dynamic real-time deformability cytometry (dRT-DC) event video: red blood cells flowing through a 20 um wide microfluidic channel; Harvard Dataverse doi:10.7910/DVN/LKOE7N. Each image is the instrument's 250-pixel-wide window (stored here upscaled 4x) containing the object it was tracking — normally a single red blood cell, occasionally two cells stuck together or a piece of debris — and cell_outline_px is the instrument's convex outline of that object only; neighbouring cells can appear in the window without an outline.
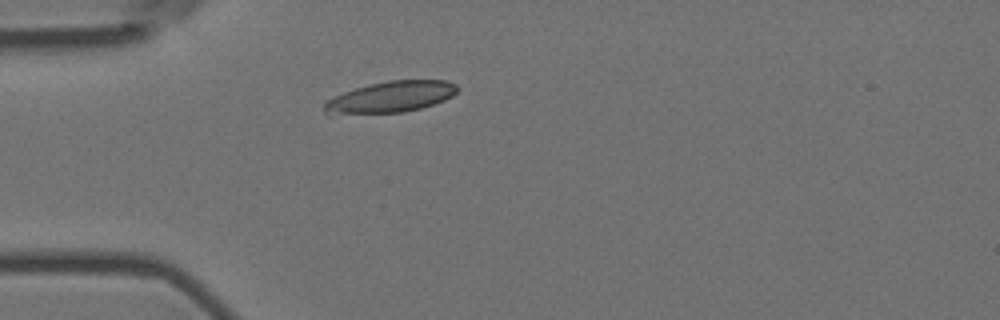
{"species": "Egyptian fruit bat (a non-hibernating species)", "species_latin": "Rousettus aegyptiacus", "temperature_condition": "room temperature", "stored_images_in_passage": 36, "camera_frame_rate_fps": 3000, "um_per_image_px": 0.085, "animal": {"sex": "female"}, "frame": {"image": 1, "passage_image": 1, "time_ms": 0.0, "image_size_px": [1000, 320], "cell_outline_px": [[460, 88], [452, 96], [444, 100], [420, 108], [404, 112], [328, 116], [324, 112], [324, 104], [332, 96], [356, 88], [388, 80], [444, 80], [456, 84]], "centroid_in_image_um": [33.14, 8.27], "position_along_channel_um": 51.9, "area_um2": 24.51}}
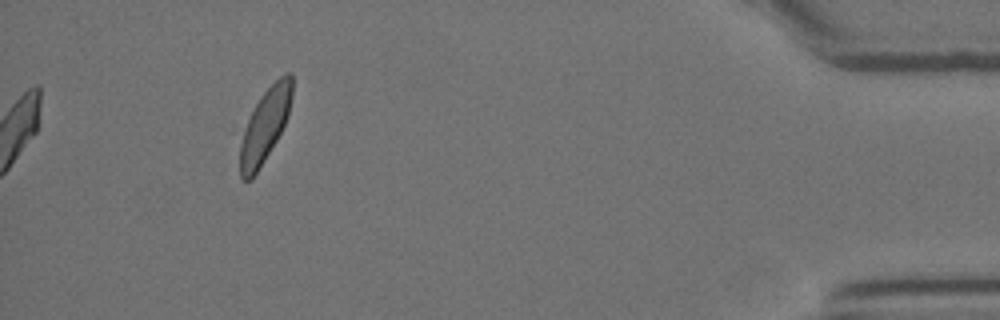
{"frame": {"image": 2, "passage_image": 36, "time_ms": 11.667, "image_size_px": [1000, 320], "cell_outline_px": [[292, 96], [288, 112], [284, 124], [276, 140], [252, 180], [244, 180], [240, 176], [240, 144], [248, 120], [260, 96], [284, 72], [292, 72]], "centroid_in_image_um": [22.53, 10.65], "position_along_channel_um": 412.7, "area_um2": 21.62}}